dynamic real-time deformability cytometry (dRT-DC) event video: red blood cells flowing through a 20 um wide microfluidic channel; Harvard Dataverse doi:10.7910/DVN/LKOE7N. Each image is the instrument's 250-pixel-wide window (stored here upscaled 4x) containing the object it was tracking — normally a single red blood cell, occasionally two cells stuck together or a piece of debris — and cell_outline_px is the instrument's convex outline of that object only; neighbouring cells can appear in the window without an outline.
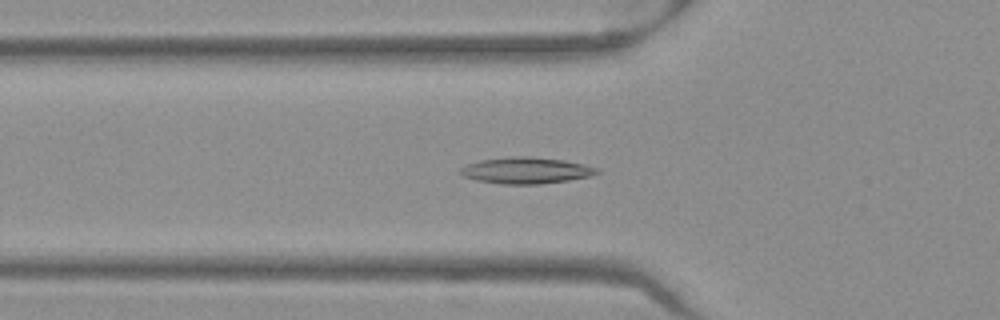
{"species": "Egyptian fruit bat (a non-hibernating species)", "species_latin": "Rousettus aegyptiacus", "temperature_condition": "warm", "stored_images_in_passage": 52, "camera_frame_rate_fps": 3000, "um_per_image_px": 0.085, "frame": {"image": 1, "passage_image": 18, "time_ms": 5.667, "image_size_px": [1000, 320], "cell_outline_px": [[600, 172], [588, 176], [568, 180], [540, 184], [500, 184], [476, 180], [464, 176], [460, 172], [460, 168], [468, 164], [480, 160], [512, 156], [532, 156], [564, 160], [584, 164], [600, 168]], "centroid_in_image_um": [44.73, 14.48], "position_along_channel_um": 81.1, "area_um2": 20.98}}
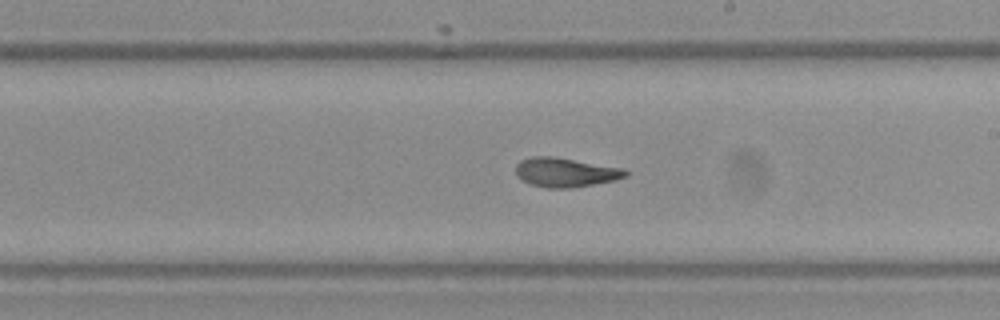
{"frame": {"image": 2, "passage_image": 30, "time_ms": 9.667, "image_size_px": [1000, 320], "cell_outline_px": [[628, 176], [616, 180], [572, 188], [548, 188], [532, 184], [520, 180], [516, 176], [516, 164], [520, 160], [532, 156], [552, 156], [624, 168], [628, 172]], "centroid_in_image_um": [48.06, 14.65], "position_along_channel_um": 240.9, "area_um2": 18.84}}
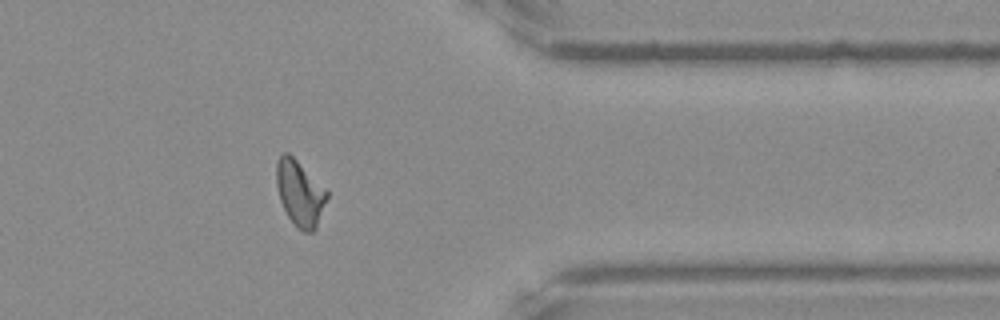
{"frame": {"image": 3, "passage_image": 42, "time_ms": 13.667, "image_size_px": [1000, 320], "cell_outline_px": [[328, 196], [316, 228], [312, 232], [304, 232], [296, 228], [288, 216], [280, 200], [276, 184], [276, 164], [280, 156], [284, 152], [288, 152], [328, 192]], "centroid_in_image_um": [25.47, 16.45], "position_along_channel_um": 385.9, "area_um2": 18.96}, "authors_computed_cell_mechanics": {"area_um2": 18.9873, "velocity_mm_per_s": 3.974, "shape_relaxation_time_tau1_ms": null, "shape_relaxation_time_tau2_ms": 1.8194, "deformation_change_tau1": null, "deformation_change_tau2": 0.0849}}